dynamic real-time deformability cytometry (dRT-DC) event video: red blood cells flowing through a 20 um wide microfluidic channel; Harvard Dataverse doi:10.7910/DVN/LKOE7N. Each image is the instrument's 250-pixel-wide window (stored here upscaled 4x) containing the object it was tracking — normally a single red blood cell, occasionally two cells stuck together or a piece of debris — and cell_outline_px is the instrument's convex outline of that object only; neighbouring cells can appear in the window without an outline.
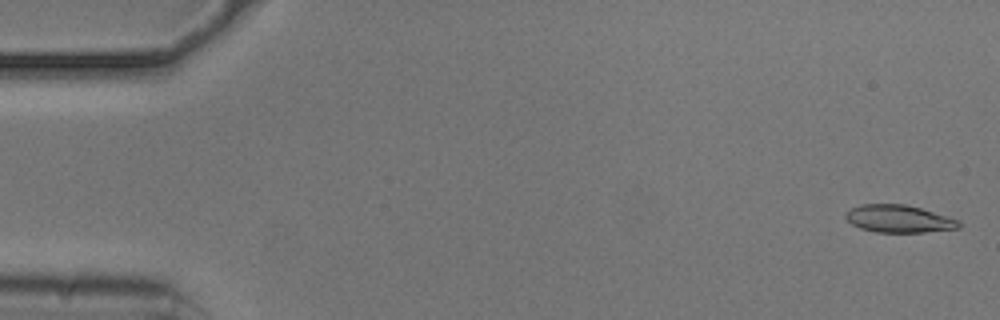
{"species": "common noctule bat (a hibernating species)", "species_latin": "Nyctalus noctula", "temperature_condition": "cold", "stored_images_in_passage": 54, "camera_frame_rate_fps": 3000, "um_per_image_px": 0.085, "animal": {"sex": "male", "body_mass_g": 20.5, "forearm_length_mm": 52.5}, "frame": {"image": 1, "passage_image": 2, "time_ms": 0.333, "image_size_px": [1000, 320], "cell_outline_px": [[960, 228], [924, 232], [876, 232], [860, 228], [852, 224], [844, 216], [844, 212], [860, 204], [904, 204], [920, 208], [948, 216], [960, 220]], "centroid_in_image_um": [76.39, 18.59], "position_along_channel_um": 8.6, "area_um2": 18.15}}
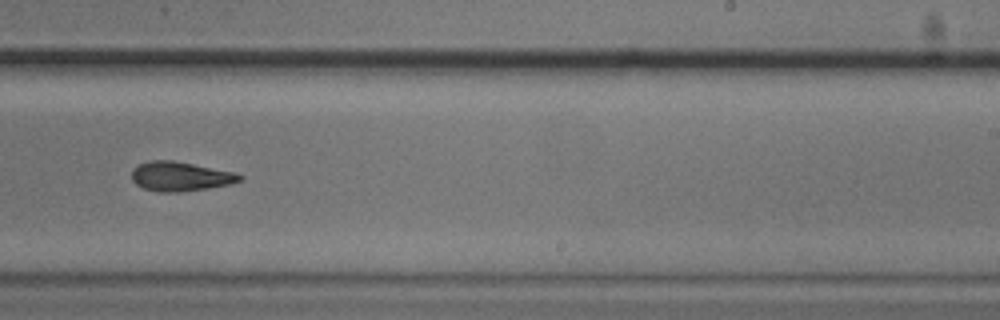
{"frame": {"image": 2, "passage_image": 34, "time_ms": 11.0, "image_size_px": [1000, 320], "cell_outline_px": [[244, 180], [232, 184], [208, 188], [180, 192], [156, 192], [144, 188], [136, 184], [132, 180], [132, 172], [136, 164], [148, 160], [172, 160], [236, 172], [244, 176]], "centroid_in_image_um": [15.35, 14.99], "position_along_channel_um": 273.6, "area_um2": 18.79}}
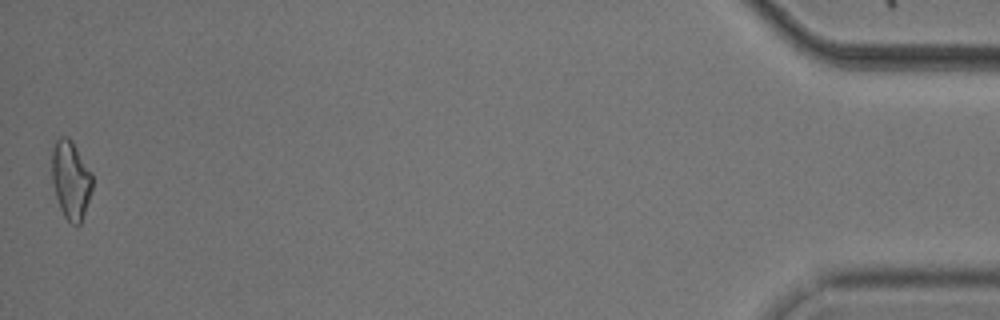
{"frame": {"image": 3, "passage_image": 54, "time_ms": 17.667, "image_size_px": [1000, 320], "cell_outline_px": [[92, 188], [80, 224], [76, 228], [64, 216], [60, 208], [52, 184], [52, 148], [56, 140], [60, 136], [68, 136], [72, 140], [92, 172]], "centroid_in_image_um": [6.01, 15.26], "position_along_channel_um": 429.2, "area_um2": 18.55}, "authors_computed_cell_mechanics": {"area_um2": 18.4382, "velocity_mm_per_s": 3.7451, "shape_relaxation_time_tau1_ms": 8.741, "shape_relaxation_time_tau2_ms": 8.3512, "deformation_change_tau1": 0.2086, "deformation_change_tau2": 0.1869}}